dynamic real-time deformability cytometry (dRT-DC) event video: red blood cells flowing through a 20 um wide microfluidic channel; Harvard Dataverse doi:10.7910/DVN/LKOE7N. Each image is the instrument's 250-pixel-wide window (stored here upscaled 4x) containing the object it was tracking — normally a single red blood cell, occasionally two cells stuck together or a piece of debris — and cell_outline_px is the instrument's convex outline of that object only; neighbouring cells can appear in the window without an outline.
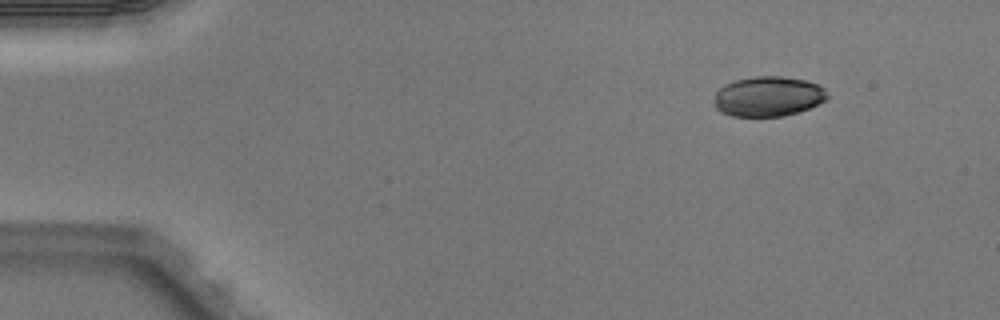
{"species": "Egyptian fruit bat (a non-hibernating species)", "species_latin": "Rousettus aegyptiacus", "temperature_condition": "warm", "stored_images_in_passage": 5, "camera_frame_rate_fps": 3000, "um_per_image_px": 0.085, "animal": {"sex": "male"}, "frame": {"image": 1, "passage_image": 1, "time_ms": 0.0, "image_size_px": [1000, 320], "cell_outline_px": [[828, 100], [808, 108], [784, 116], [732, 116], [720, 112], [716, 108], [716, 92], [724, 84], [736, 80], [756, 76], [784, 76], [804, 80], [820, 84], [824, 88], [828, 96]], "centroid_in_image_um": [65.32, 8.19], "position_along_channel_um": 19.7, "area_um2": 26.36}}
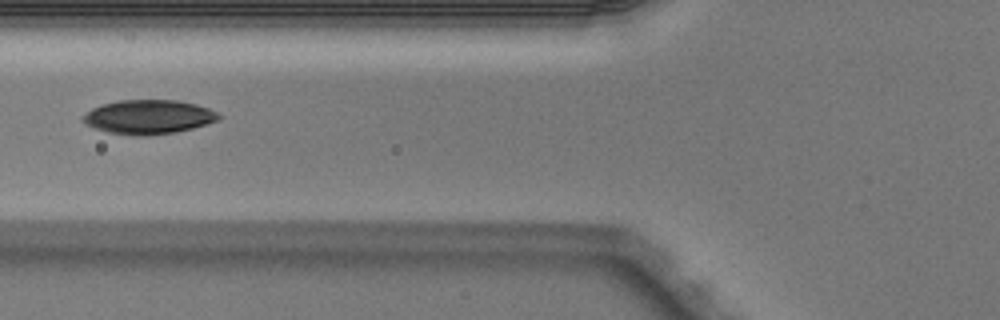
{"frame": {"image": 2, "passage_image": 4, "time_ms": 1.0, "image_size_px": [1000, 320], "cell_outline_px": [[220, 120], [208, 124], [176, 132], [148, 136], [136, 136], [108, 132], [96, 128], [88, 124], [84, 120], [84, 116], [92, 108], [104, 104], [120, 100], [176, 100], [196, 104], [208, 108], [216, 112], [220, 116]], "centroid_in_image_um": [12.68, 9.94], "position_along_channel_um": 113.1, "area_um2": 26.76}}
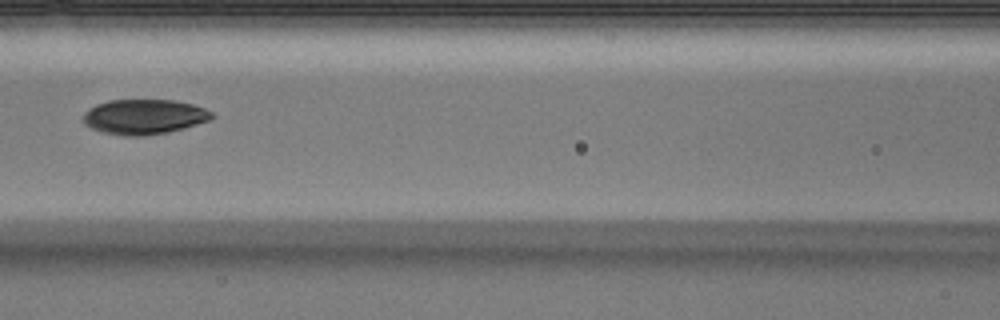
{"frame": {"image": 3, "passage_image": 5, "time_ms": 1.333, "image_size_px": [1000, 320], "cell_outline_px": [[216, 116], [208, 120], [184, 128], [168, 132], [144, 136], [124, 136], [104, 132], [92, 128], [84, 124], [84, 112], [96, 104], [108, 100], [172, 100], [192, 104], [204, 108], [212, 112]], "centroid_in_image_um": [12.25, 9.92], "position_along_channel_um": 154.4, "area_um2": 26.13}}